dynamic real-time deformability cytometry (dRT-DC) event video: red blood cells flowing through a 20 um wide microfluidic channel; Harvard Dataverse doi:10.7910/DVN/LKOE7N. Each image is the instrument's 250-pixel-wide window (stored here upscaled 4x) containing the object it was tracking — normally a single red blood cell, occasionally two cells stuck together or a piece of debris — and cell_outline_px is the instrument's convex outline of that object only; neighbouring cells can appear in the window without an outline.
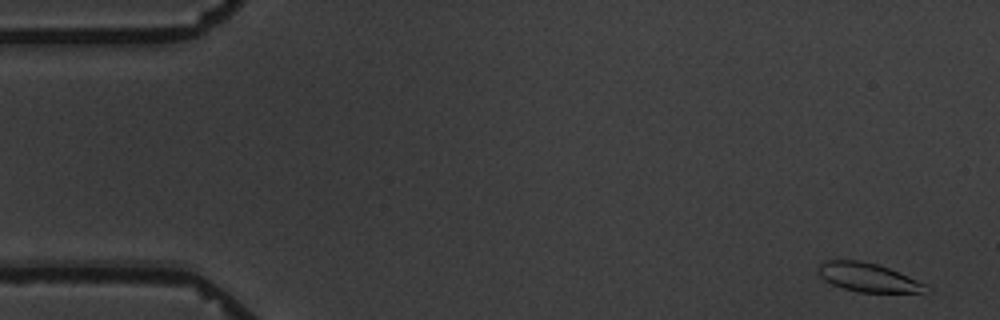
{"species": "common noctule bat (a hibernating species)", "species_latin": "Nyctalus noctula", "temperature_condition": "warm", "stored_images_in_passage": 4, "camera_frame_rate_fps": 3000, "um_per_image_px": 0.085, "animal": {"sex": "male", "body_mass_g": 19.5, "forearm_length_mm": 54.6}, "frame": {"image": 1, "passage_image": 1, "time_ms": 0.0, "image_size_px": [1000, 320], "cell_outline_px": [[932, 292], [856, 292], [832, 284], [824, 280], [820, 276], [816, 268], [824, 260], [860, 260], [876, 264], [888, 268], [916, 280], [932, 288]], "centroid_in_image_um": [73.76, 23.58], "position_along_channel_um": 11.2, "area_um2": 17.98}}